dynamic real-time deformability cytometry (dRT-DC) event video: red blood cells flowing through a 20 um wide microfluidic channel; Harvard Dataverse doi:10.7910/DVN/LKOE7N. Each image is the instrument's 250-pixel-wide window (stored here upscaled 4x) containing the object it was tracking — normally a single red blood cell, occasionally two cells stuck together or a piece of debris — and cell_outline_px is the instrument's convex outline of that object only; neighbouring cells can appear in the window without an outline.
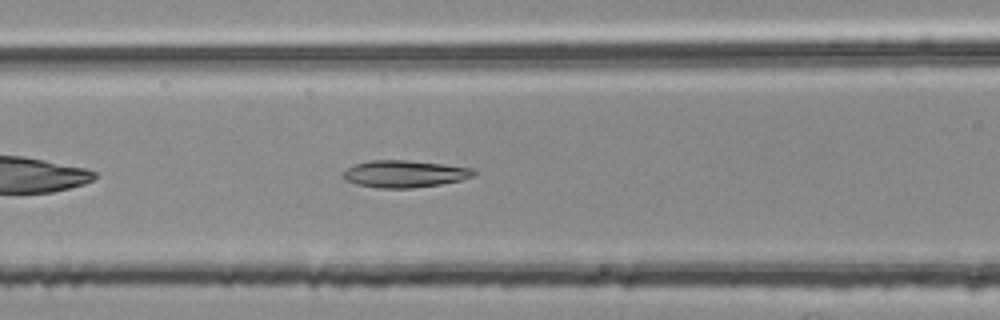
{"species": "common noctule bat (a hibernating species)", "species_latin": "Nyctalus noctula", "temperature_condition": "room temperature", "stored_images_in_passage": 37, "camera_frame_rate_fps": 3000, "um_per_image_px": 0.085, "animal": {"sex": "female", "body_mass_g": 25.1}, "frame": {"image": 1, "passage_image": 8, "time_ms": 2.333, "image_size_px": [1000, 320], "cell_outline_px": [[476, 176], [460, 180], [440, 184], [412, 188], [380, 188], [356, 184], [348, 180], [344, 176], [344, 172], [348, 168], [356, 164], [368, 160], [408, 160], [444, 164], [472, 168], [476, 172]], "centroid_in_image_um": [34.44, 14.77], "position_along_channel_um": 132.2, "area_um2": 20.46}}
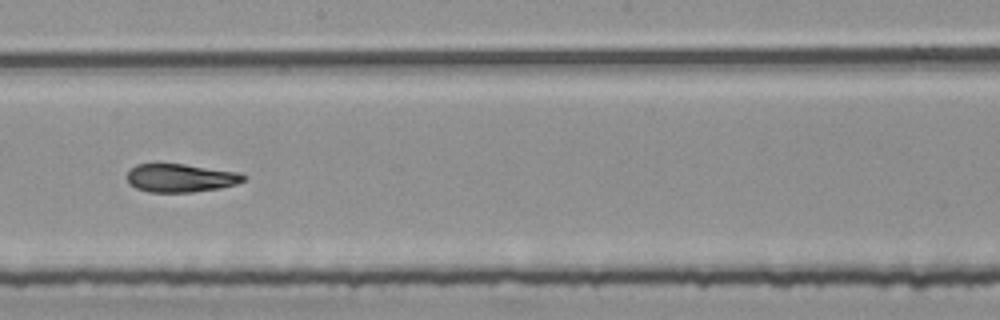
{"frame": {"image": 2, "passage_image": 16, "time_ms": 5.0, "image_size_px": [1000, 320], "cell_outline_px": [[248, 176], [244, 180], [236, 184], [220, 188], [192, 192], [148, 192], [136, 188], [128, 184], [128, 172], [136, 164], [156, 160], [240, 172]], "centroid_in_image_um": [15.31, 15.08], "position_along_channel_um": 232.9, "area_um2": 19.94}}
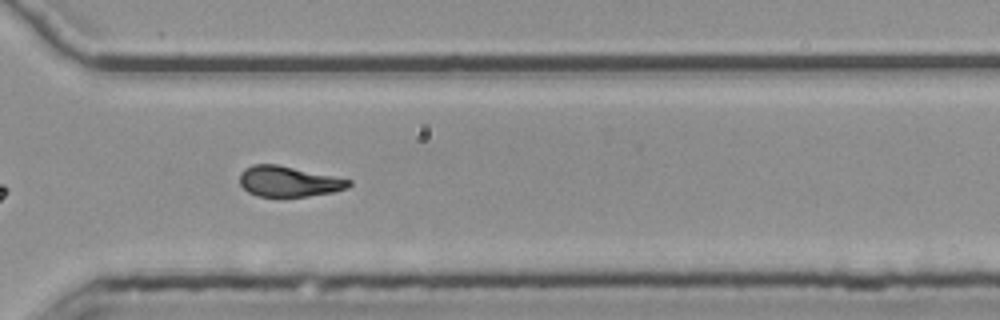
{"frame": {"image": 3, "passage_image": 25, "time_ms": 8.0, "image_size_px": [1000, 320], "cell_outline_px": [[352, 184], [348, 188], [332, 192], [308, 196], [280, 200], [256, 196], [248, 192], [240, 184], [240, 172], [244, 168], [252, 164], [276, 164], [352, 180]], "centroid_in_image_um": [24.49, 15.47], "position_along_channel_um": 346.1, "area_um2": 20.06}, "authors_computed_cell_mechanics": {"area_um2": 20.1722, "velocity_mm_per_s": 3.7871, "shape_relaxation_time_tau1_ms": 4.6272, "shape_relaxation_time_tau2_ms": 2.2268, "deformation_change_tau1": 0.1867, "deformation_change_tau2": 0.0997}}